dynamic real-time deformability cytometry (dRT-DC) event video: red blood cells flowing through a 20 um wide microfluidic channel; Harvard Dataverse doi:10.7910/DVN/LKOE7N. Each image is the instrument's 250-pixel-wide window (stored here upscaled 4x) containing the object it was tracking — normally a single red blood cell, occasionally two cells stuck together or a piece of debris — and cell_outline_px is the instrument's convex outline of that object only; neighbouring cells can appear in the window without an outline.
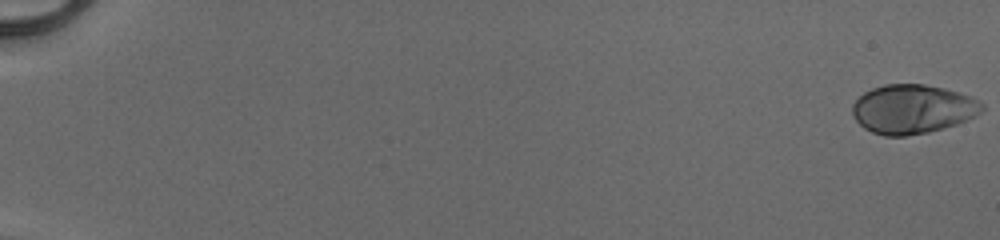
{"species": "human", "species_latin": "Homo sapiens", "temperature_condition": "cold", "stored_images_in_passage": 53, "camera_frame_rate_fps": 3000, "um_per_image_px": 0.085, "donor": {"sex": "male"}, "frame": {"image": 1, "passage_image": 1, "time_ms": 0.0, "image_size_px": [1000, 240], "cell_outline_px": [[984, 108], [980, 112], [956, 124], [928, 132], [904, 136], [884, 136], [872, 132], [864, 128], [852, 116], [852, 104], [864, 92], [872, 88], [884, 84], [924, 84], [972, 96], [984, 104]], "centroid_in_image_um": [77.53, 9.27], "position_along_channel_um": 7.5, "area_um2": 36.82}}
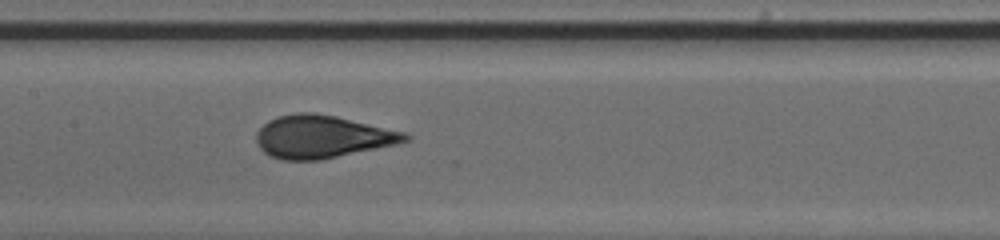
{"frame": {"image": 2, "passage_image": 29, "time_ms": 9.333, "image_size_px": [1000, 240], "cell_outline_px": [[412, 140], [396, 144], [320, 160], [280, 160], [268, 156], [256, 144], [256, 132], [268, 120], [276, 116], [296, 112], [312, 112], [336, 116], [408, 132], [412, 136]], "centroid_in_image_um": [27.39, 11.61], "position_along_channel_um": 180.0, "area_um2": 37.51}}
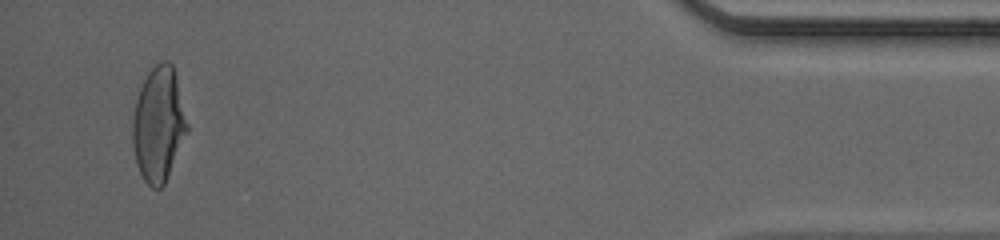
{"frame": {"image": 3, "passage_image": 51, "time_ms": 16.667, "image_size_px": [1000, 240], "cell_outline_px": [[188, 132], [164, 184], [160, 188], [152, 188], [144, 180], [136, 164], [132, 140], [132, 116], [136, 100], [140, 88], [148, 72], [160, 60], [168, 60], [172, 64], [176, 76], [188, 124]], "centroid_in_image_um": [13.47, 10.56], "position_along_channel_um": 421.7, "area_um2": 36.47}, "authors_computed_cell_mechanics": {"area_um2": 36.2406, "velocity_mm_per_s": 4.1406, "shape_relaxation_time_tau1_ms": 4.5402, "shape_relaxation_time_tau2_ms": null, "deformation_change_tau1": 0.2129, "deformation_change_tau2": null}}